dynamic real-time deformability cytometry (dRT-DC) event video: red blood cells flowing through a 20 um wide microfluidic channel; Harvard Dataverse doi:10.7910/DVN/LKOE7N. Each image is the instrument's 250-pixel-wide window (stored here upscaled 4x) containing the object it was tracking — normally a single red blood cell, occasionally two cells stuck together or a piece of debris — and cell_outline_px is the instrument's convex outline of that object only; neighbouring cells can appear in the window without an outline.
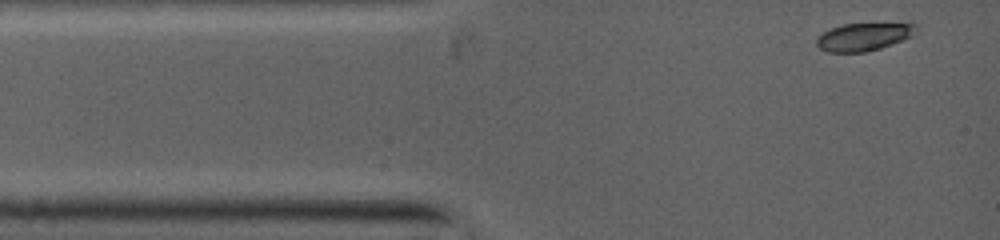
{"species": "common noctule bat (a hibernating species)", "species_latin": "Nyctalus noctula", "temperature_condition": "warm", "stored_images_in_passage": 40, "camera_frame_rate_fps": 5000, "um_per_image_px": 0.085, "animal": {"sex": "female", "body_mass_g": 19.0, "forearm_length_mm": 53.3}, "frame": {"image": 1, "passage_image": 1, "time_ms": 0.0, "image_size_px": [1000, 240], "cell_outline_px": [[916, 24], [908, 36], [900, 40], [880, 48], [864, 52], [828, 52], [820, 48], [816, 44], [816, 40], [824, 32], [832, 28], [844, 24]], "centroid_in_image_um": [73.29, 3.15], "position_along_channel_um": 11.7, "area_um2": 15.26}}
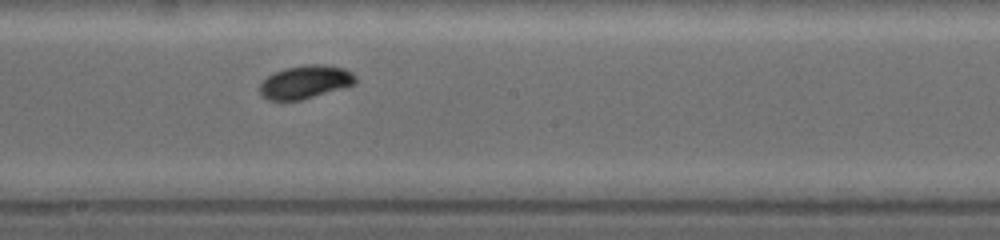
{"frame": {"image": 2, "passage_image": 23, "time_ms": 5.8, "image_size_px": [1000, 240], "cell_outline_px": [[356, 80], [352, 84], [300, 100], [272, 100], [264, 96], [260, 92], [260, 84], [268, 76], [284, 68], [304, 64], [324, 64], [344, 68], [352, 72]], "centroid_in_image_um": [25.93, 6.94], "position_along_channel_um": 222.3, "area_um2": 18.03}}
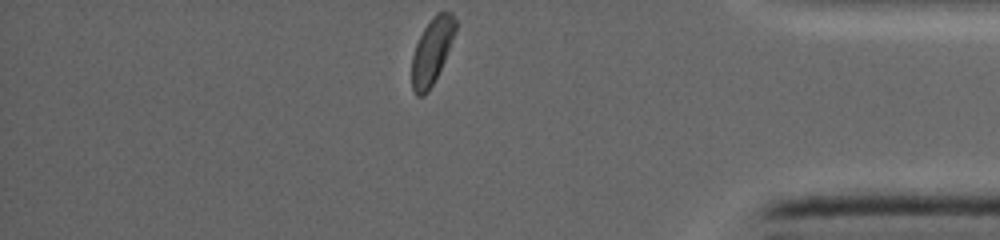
{"frame": {"image": 3, "passage_image": 40, "time_ms": 10.4, "image_size_px": [1000, 240], "cell_outline_px": [[456, 28], [444, 60], [428, 92], [420, 96], [416, 96], [412, 88], [412, 56], [416, 44], [424, 28], [436, 12], [452, 12], [456, 20]], "centroid_in_image_um": [36.7, 4.33], "position_along_channel_um": 398.5, "area_um2": 16.36}}